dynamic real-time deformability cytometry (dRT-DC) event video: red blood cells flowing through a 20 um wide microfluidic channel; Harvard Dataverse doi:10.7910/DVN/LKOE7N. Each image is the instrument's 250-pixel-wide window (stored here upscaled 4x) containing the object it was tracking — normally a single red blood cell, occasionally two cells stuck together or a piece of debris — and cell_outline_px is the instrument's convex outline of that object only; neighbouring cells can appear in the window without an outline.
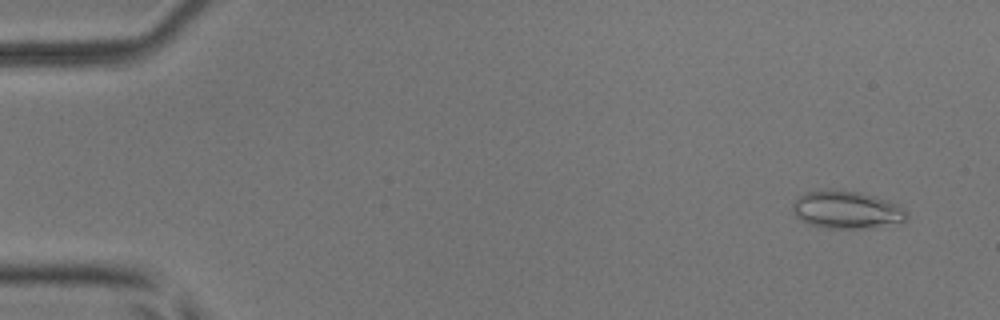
{"species": "common noctule bat (a hibernating species)", "species_latin": "Nyctalus noctula", "temperature_condition": "room temperature", "stored_images_in_passage": 55, "camera_frame_rate_fps": 3000, "um_per_image_px": 0.085, "animal": {"sex": "male", "body_mass_g": 17.9, "forearm_length_mm": 54.2}, "frame": {"image": 1, "passage_image": 4, "time_ms": 1.0, "image_size_px": [1000, 320], "cell_outline_px": [[908, 220], [904, 224], [872, 228], [828, 228], [808, 224], [800, 220], [792, 212], [792, 204], [804, 192], [828, 188], [832, 188], [860, 192], [888, 200], [900, 204], [908, 212]], "centroid_in_image_um": [72.03, 17.83], "position_along_channel_um": 13.0, "area_um2": 25.95}}
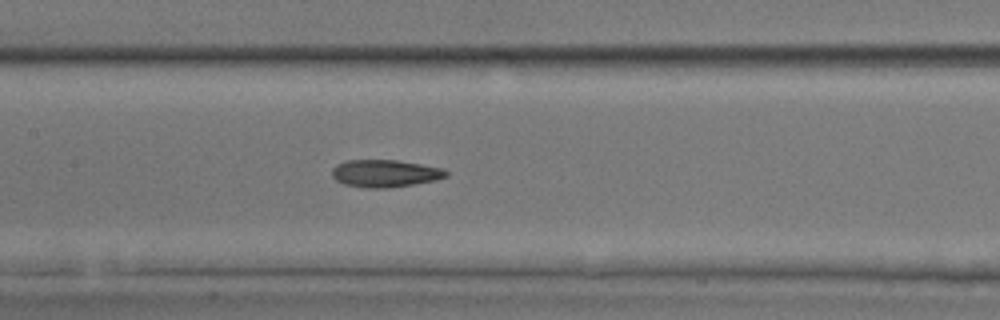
{"frame": {"image": 2, "passage_image": 27, "time_ms": 8.667, "image_size_px": [1000, 320], "cell_outline_px": [[448, 176], [436, 180], [388, 188], [364, 188], [344, 184], [336, 180], [332, 176], [332, 168], [336, 164], [348, 160], [396, 160], [444, 168], [448, 172]], "centroid_in_image_um": [32.72, 14.74], "position_along_channel_um": 174.7, "area_um2": 18.26}}
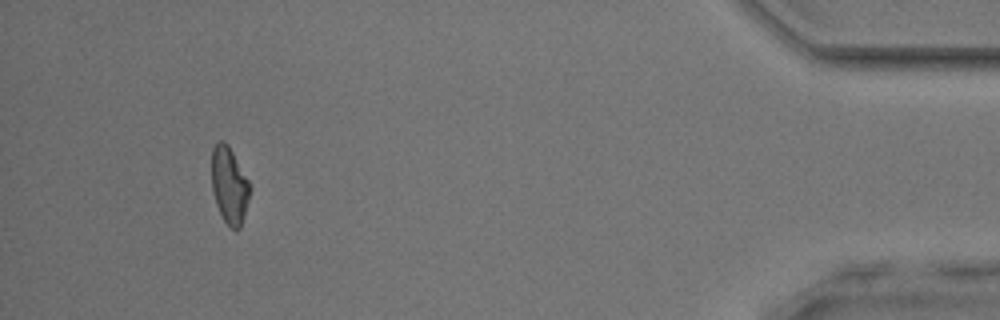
{"frame": {"image": 3, "passage_image": 51, "time_ms": 16.667, "image_size_px": [1000, 320], "cell_outline_px": [[252, 188], [244, 216], [240, 228], [236, 232], [224, 220], [216, 204], [212, 188], [212, 148], [216, 140], [224, 140], [228, 144], [252, 184]], "centroid_in_image_um": [19.52, 15.71], "position_along_channel_um": 415.7, "area_um2": 17.46}, "authors_computed_cell_mechanics": {"area_um2": 18.2648, "velocity_mm_per_s": 3.8333, "shape_relaxation_time_tau1_ms": 5.2705, "shape_relaxation_time_tau2_ms": 2.4302, "deformation_change_tau1": 0.1612, "deformation_change_tau2": 0.0982}}